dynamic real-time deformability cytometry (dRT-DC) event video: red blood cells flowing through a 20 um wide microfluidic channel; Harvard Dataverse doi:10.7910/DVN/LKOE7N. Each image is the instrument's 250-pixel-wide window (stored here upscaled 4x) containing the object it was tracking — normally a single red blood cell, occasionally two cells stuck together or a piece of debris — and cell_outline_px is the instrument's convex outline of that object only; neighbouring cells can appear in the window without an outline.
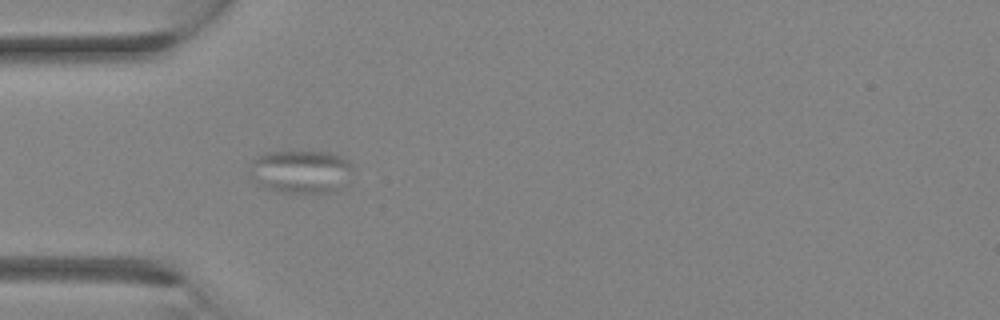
{"species": "Egyptian fruit bat (a non-hibernating species)", "species_latin": "Rousettus aegyptiacus", "temperature_condition": "room temperature", "stored_images_in_passage": 12, "camera_frame_rate_fps": 3000, "um_per_image_px": 0.085, "animal": {"sex": "female"}, "frame": {"image": 1, "passage_image": 1, "time_ms": 0.0, "image_size_px": [1000, 320], "cell_outline_px": [[352, 168], [336, 192], [280, 192], [264, 188], [248, 172], [252, 160], [256, 156], [264, 152], [328, 152], [340, 156], [348, 160], [352, 164]], "centroid_in_image_um": [25.51, 14.57], "position_along_channel_um": 59.5, "area_um2": 25.55}}
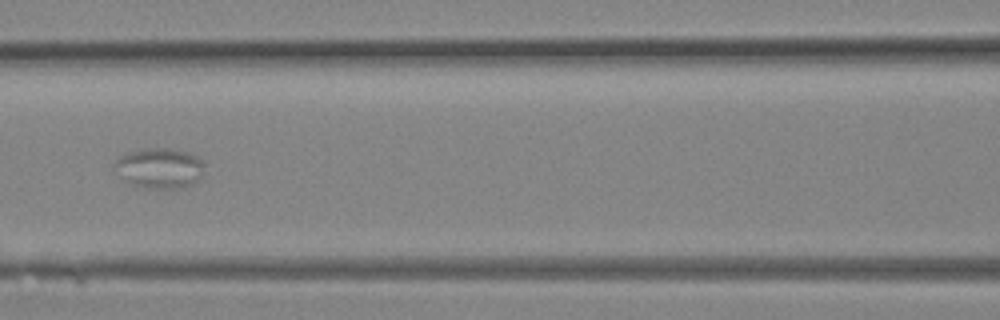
{"frame": {"image": 2, "passage_image": 6, "time_ms": 1.667, "image_size_px": [1000, 320], "cell_outline_px": [[208, 164], [204, 176], [192, 184], [180, 188], [144, 188], [132, 184], [124, 180], [112, 168], [112, 164], [120, 156], [128, 152], [140, 148], [168, 148], [188, 152], [204, 160]], "centroid_in_image_um": [13.6, 14.28], "position_along_channel_um": 153.0, "area_um2": 21.79}}
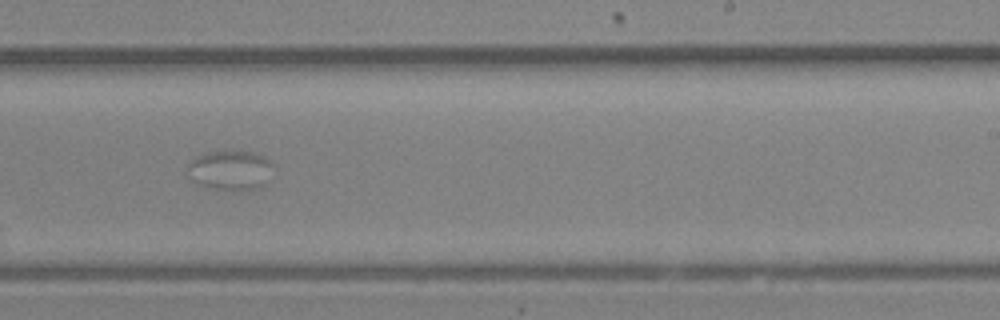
{"frame": {"image": 3, "passage_image": 12, "time_ms": 3.667, "image_size_px": [1000, 320], "cell_outline_px": [[272, 164], [268, 184], [256, 188], [216, 188], [200, 184], [192, 180], [188, 176], [188, 160], [196, 156], [208, 152], [224, 148], [228, 148], [252, 152], [264, 156], [272, 160]], "centroid_in_image_um": [19.58, 14.38], "position_along_channel_um": 269.4, "area_um2": 20.06}}